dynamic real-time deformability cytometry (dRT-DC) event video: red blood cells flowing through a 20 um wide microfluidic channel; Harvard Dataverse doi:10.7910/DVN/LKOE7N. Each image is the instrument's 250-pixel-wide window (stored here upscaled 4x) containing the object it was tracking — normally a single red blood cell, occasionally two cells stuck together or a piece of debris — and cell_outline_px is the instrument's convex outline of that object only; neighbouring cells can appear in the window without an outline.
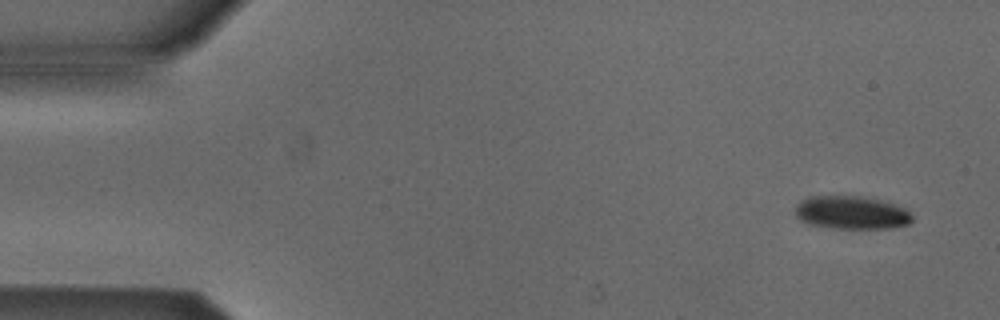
{"species": "Egyptian fruit bat (a non-hibernating species)", "species_latin": "Rousettus aegyptiacus", "temperature_condition": "cold", "stored_images_in_passage": 4, "camera_frame_rate_fps": 3000, "um_per_image_px": 0.085, "animal": {"sex": "male"}, "frame": {"image": 1, "passage_image": 1, "time_ms": 0.0, "image_size_px": [1000, 320], "cell_outline_px": [[912, 220], [908, 224], [892, 228], [832, 228], [808, 224], [800, 220], [796, 216], [796, 204], [800, 200], [808, 196], [860, 196], [880, 200], [904, 208], [912, 216]], "centroid_in_image_um": [72.33, 18.07], "position_along_channel_um": 12.7, "area_um2": 22.54}}
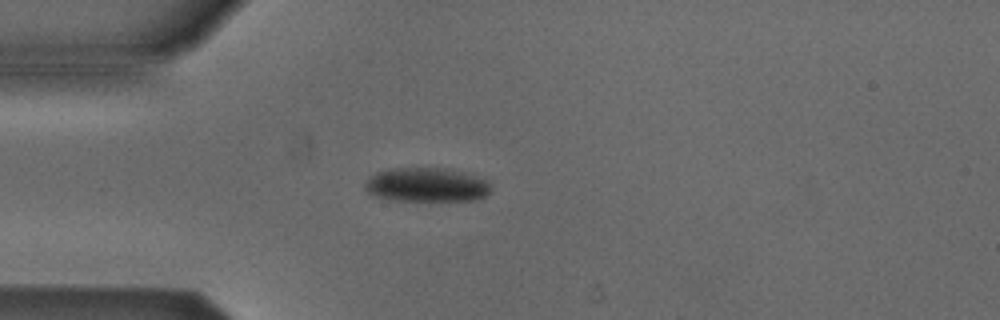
{"frame": {"image": 2, "passage_image": 4, "time_ms": 3.667, "image_size_px": [1000, 320], "cell_outline_px": [[492, 192], [476, 200], [388, 200], [376, 196], [368, 192], [364, 188], [364, 184], [368, 176], [376, 172], [396, 168], [444, 168], [460, 172], [488, 180], [492, 188]], "centroid_in_image_um": [36.24, 15.71], "position_along_channel_um": 48.8, "area_um2": 25.03}}